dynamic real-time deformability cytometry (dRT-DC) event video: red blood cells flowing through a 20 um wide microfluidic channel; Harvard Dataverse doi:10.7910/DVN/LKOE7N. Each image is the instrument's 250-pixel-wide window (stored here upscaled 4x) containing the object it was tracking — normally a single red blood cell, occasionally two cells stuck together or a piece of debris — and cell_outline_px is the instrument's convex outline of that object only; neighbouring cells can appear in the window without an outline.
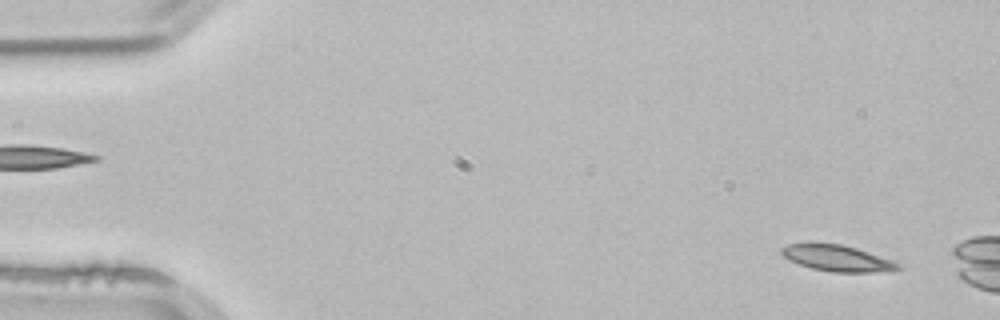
{"species": "common noctule bat (a hibernating species)", "species_latin": "Nyctalus noctula", "temperature_condition": "room temperature", "stored_images_in_passage": 2, "segment_of_instrument_passage": [2, 2], "camera_frame_rate_fps": 3000, "um_per_image_px": 0.085, "animal": {"sex": "male", "body_mass_g": 21.5, "forearm_length_mm": 52.0}, "frame": {"image": 1, "passage_image": 2, "time_ms": 0.333, "image_size_px": [1000, 320], "cell_outline_px": [[900, 268], [876, 272], [832, 272], [812, 268], [788, 260], [780, 252], [780, 248], [788, 244], [808, 240], [812, 240], [840, 244], [856, 248], [892, 260], [900, 264]], "centroid_in_image_um": [71.05, 21.89], "position_along_channel_um": 14.0, "area_um2": 18.15}}